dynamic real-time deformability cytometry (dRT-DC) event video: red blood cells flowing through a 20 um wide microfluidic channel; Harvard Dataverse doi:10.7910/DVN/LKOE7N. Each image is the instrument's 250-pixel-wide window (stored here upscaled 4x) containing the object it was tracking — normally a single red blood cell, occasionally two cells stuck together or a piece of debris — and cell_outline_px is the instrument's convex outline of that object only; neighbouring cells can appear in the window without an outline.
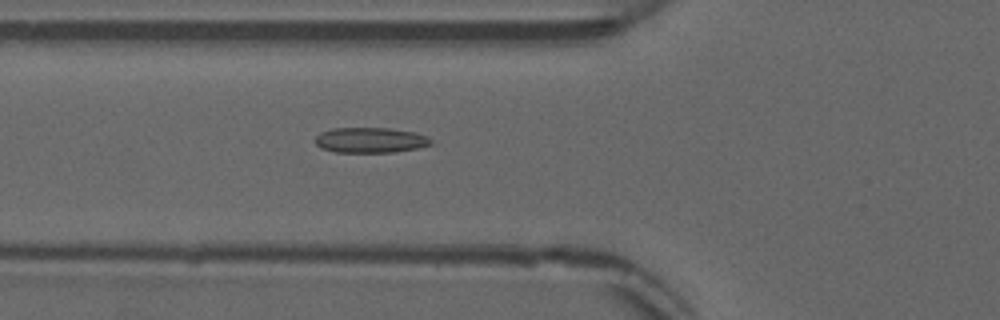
{"species": "common noctule bat (a hibernating species)", "species_latin": "Nyctalus noctula", "temperature_condition": "warm", "stored_images_in_passage": 40, "camera_frame_rate_fps": 3000, "um_per_image_px": 0.085, "animal": {"sex": "male", "forearm_length_mm": 52.5}, "frame": {"image": 1, "passage_image": 6, "time_ms": 1.667, "image_size_px": [1000, 320], "cell_outline_px": [[432, 144], [416, 148], [396, 152], [336, 152], [320, 148], [316, 144], [316, 136], [320, 132], [332, 128], [388, 128], [416, 132], [428, 136], [432, 140]], "centroid_in_image_um": [31.49, 11.91], "position_along_channel_um": 94.3, "area_um2": 17.17}}
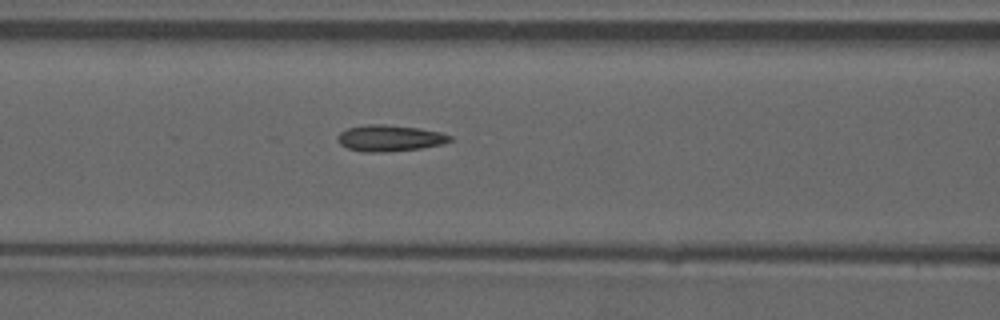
{"frame": {"image": 2, "passage_image": 9, "time_ms": 2.667, "image_size_px": [1000, 320], "cell_outline_px": [[452, 140], [444, 144], [420, 148], [384, 152], [364, 152], [348, 148], [340, 144], [336, 140], [336, 136], [340, 132], [348, 128], [368, 124], [384, 124], [420, 128], [440, 132], [452, 136]], "centroid_in_image_um": [33.11, 11.74], "position_along_channel_um": 133.5, "area_um2": 17.28}}
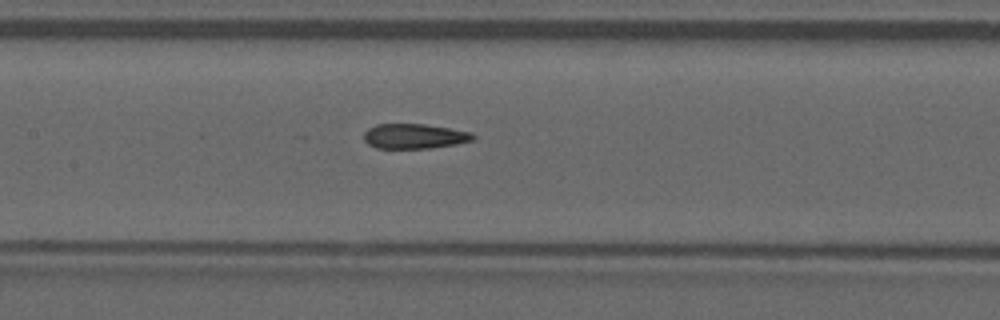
{"frame": {"image": 3, "passage_image": 12, "time_ms": 3.667, "image_size_px": [1000, 320], "cell_outline_px": [[476, 136], [472, 140], [456, 144], [432, 148], [376, 148], [368, 144], [364, 140], [364, 132], [368, 128], [376, 124], [424, 124], [472, 132]], "centroid_in_image_um": [35.21, 11.58], "position_along_channel_um": 172.2, "area_um2": 15.84}, "authors_computed_cell_mechanics": {"area_um2": 16.2418, "velocity_mm_per_s": 3.8645, "shape_relaxation_time_tau1_ms": null, "shape_relaxation_time_tau2_ms": 2.0728, "deformation_change_tau1": null, "deformation_change_tau2": 0.0966}}